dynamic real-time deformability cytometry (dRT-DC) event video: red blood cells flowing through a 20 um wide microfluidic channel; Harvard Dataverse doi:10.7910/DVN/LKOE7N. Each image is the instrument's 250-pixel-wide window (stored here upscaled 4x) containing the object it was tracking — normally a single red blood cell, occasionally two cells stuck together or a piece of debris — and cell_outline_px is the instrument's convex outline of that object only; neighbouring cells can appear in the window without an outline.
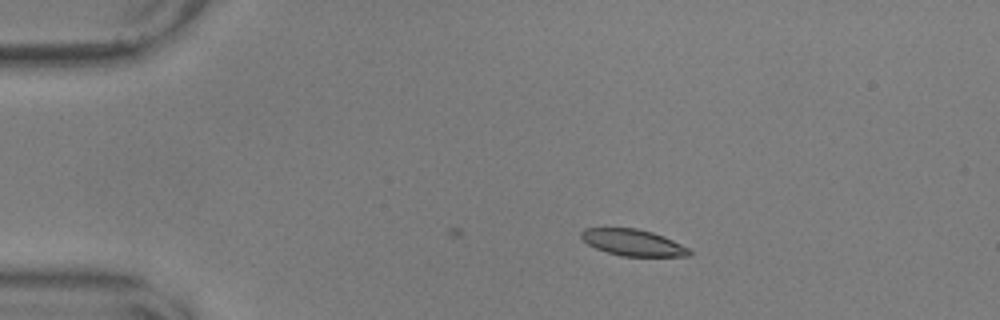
{"species": "common noctule bat (a hibernating species)", "species_latin": "Nyctalus noctula", "temperature_condition": "warm", "stored_images_in_passage": 6, "camera_frame_rate_fps": 3000, "um_per_image_px": 0.085, "animal": {"sex": "male", "body_mass_g": 17.9, "forearm_length_mm": 54.2}, "frame": {"image": 1, "passage_image": 6, "time_ms": 1.667, "image_size_px": [1000, 320], "cell_outline_px": [[692, 256], [620, 256], [596, 248], [588, 244], [580, 236], [580, 232], [584, 228], [636, 228], [652, 232], [664, 236], [688, 248], [692, 252]], "centroid_in_image_um": [53.8, 20.61], "position_along_channel_um": 31.2, "area_um2": 16.59}}